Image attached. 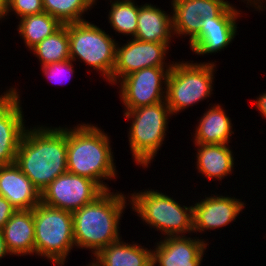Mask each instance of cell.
Masks as SVG:
<instances>
[{"instance_id": "1", "label": "cell", "mask_w": 266, "mask_h": 266, "mask_svg": "<svg viewBox=\"0 0 266 266\" xmlns=\"http://www.w3.org/2000/svg\"><path fill=\"white\" fill-rule=\"evenodd\" d=\"M15 164L42 193L54 179L67 172V127L27 128Z\"/></svg>"}, {"instance_id": "2", "label": "cell", "mask_w": 266, "mask_h": 266, "mask_svg": "<svg viewBox=\"0 0 266 266\" xmlns=\"http://www.w3.org/2000/svg\"><path fill=\"white\" fill-rule=\"evenodd\" d=\"M110 140L95 124L67 127V172L95 181L104 191L111 190L104 180L116 179L118 171Z\"/></svg>"}, {"instance_id": "3", "label": "cell", "mask_w": 266, "mask_h": 266, "mask_svg": "<svg viewBox=\"0 0 266 266\" xmlns=\"http://www.w3.org/2000/svg\"><path fill=\"white\" fill-rule=\"evenodd\" d=\"M128 198V195L120 191L106 190L93 202L74 211L72 214L75 248L91 250L92 257L100 249L120 240L122 236L119 225L125 209L130 204Z\"/></svg>"}, {"instance_id": "4", "label": "cell", "mask_w": 266, "mask_h": 266, "mask_svg": "<svg viewBox=\"0 0 266 266\" xmlns=\"http://www.w3.org/2000/svg\"><path fill=\"white\" fill-rule=\"evenodd\" d=\"M131 211L143 224L159 231L162 237L193 233V204L185 206L173 196L154 189L136 190L129 195Z\"/></svg>"}, {"instance_id": "5", "label": "cell", "mask_w": 266, "mask_h": 266, "mask_svg": "<svg viewBox=\"0 0 266 266\" xmlns=\"http://www.w3.org/2000/svg\"><path fill=\"white\" fill-rule=\"evenodd\" d=\"M123 112L125 120H132L127 136L132 158L136 165L148 168L165 143L168 119L173 116L170 108L164 100Z\"/></svg>"}, {"instance_id": "6", "label": "cell", "mask_w": 266, "mask_h": 266, "mask_svg": "<svg viewBox=\"0 0 266 266\" xmlns=\"http://www.w3.org/2000/svg\"><path fill=\"white\" fill-rule=\"evenodd\" d=\"M35 255L64 266L75 248L73 214L40 202L33 208Z\"/></svg>"}, {"instance_id": "7", "label": "cell", "mask_w": 266, "mask_h": 266, "mask_svg": "<svg viewBox=\"0 0 266 266\" xmlns=\"http://www.w3.org/2000/svg\"><path fill=\"white\" fill-rule=\"evenodd\" d=\"M214 62L180 61L173 63L166 87V103L172 115H177L190 106L206 100L213 94ZM213 85V86H212Z\"/></svg>"}, {"instance_id": "8", "label": "cell", "mask_w": 266, "mask_h": 266, "mask_svg": "<svg viewBox=\"0 0 266 266\" xmlns=\"http://www.w3.org/2000/svg\"><path fill=\"white\" fill-rule=\"evenodd\" d=\"M68 37L70 59L84 62L112 84L118 41L89 20L69 23Z\"/></svg>"}, {"instance_id": "9", "label": "cell", "mask_w": 266, "mask_h": 266, "mask_svg": "<svg viewBox=\"0 0 266 266\" xmlns=\"http://www.w3.org/2000/svg\"><path fill=\"white\" fill-rule=\"evenodd\" d=\"M172 67H147L121 78L116 85L125 110L166 100V87Z\"/></svg>"}, {"instance_id": "10", "label": "cell", "mask_w": 266, "mask_h": 266, "mask_svg": "<svg viewBox=\"0 0 266 266\" xmlns=\"http://www.w3.org/2000/svg\"><path fill=\"white\" fill-rule=\"evenodd\" d=\"M103 192L95 181L66 172L42 191L41 202L73 213L85 204L93 202Z\"/></svg>"}, {"instance_id": "11", "label": "cell", "mask_w": 266, "mask_h": 266, "mask_svg": "<svg viewBox=\"0 0 266 266\" xmlns=\"http://www.w3.org/2000/svg\"><path fill=\"white\" fill-rule=\"evenodd\" d=\"M129 39L126 41L127 43H117L116 61L112 73L113 86L121 78L143 68L173 66L174 61L168 62L166 58L171 43L144 42L135 38Z\"/></svg>"}, {"instance_id": "12", "label": "cell", "mask_w": 266, "mask_h": 266, "mask_svg": "<svg viewBox=\"0 0 266 266\" xmlns=\"http://www.w3.org/2000/svg\"><path fill=\"white\" fill-rule=\"evenodd\" d=\"M242 13L231 3L217 17H203L200 32L189 42L193 53L203 56L224 51L238 35L237 19Z\"/></svg>"}, {"instance_id": "13", "label": "cell", "mask_w": 266, "mask_h": 266, "mask_svg": "<svg viewBox=\"0 0 266 266\" xmlns=\"http://www.w3.org/2000/svg\"><path fill=\"white\" fill-rule=\"evenodd\" d=\"M241 1H245L249 5L246 7H252L258 11L257 0ZM230 3L227 0H172L171 13L174 36L177 38L188 36L190 42L200 32L203 17H217Z\"/></svg>"}, {"instance_id": "14", "label": "cell", "mask_w": 266, "mask_h": 266, "mask_svg": "<svg viewBox=\"0 0 266 266\" xmlns=\"http://www.w3.org/2000/svg\"><path fill=\"white\" fill-rule=\"evenodd\" d=\"M18 90L11 87L0 99V166L15 163L21 139L28 128L24 124L22 96Z\"/></svg>"}, {"instance_id": "15", "label": "cell", "mask_w": 266, "mask_h": 266, "mask_svg": "<svg viewBox=\"0 0 266 266\" xmlns=\"http://www.w3.org/2000/svg\"><path fill=\"white\" fill-rule=\"evenodd\" d=\"M201 201L193 203V233H206L205 231L216 230L236 221L242 213L246 203L242 199L231 195L203 196Z\"/></svg>"}, {"instance_id": "16", "label": "cell", "mask_w": 266, "mask_h": 266, "mask_svg": "<svg viewBox=\"0 0 266 266\" xmlns=\"http://www.w3.org/2000/svg\"><path fill=\"white\" fill-rule=\"evenodd\" d=\"M200 238L191 235L160 238L152 248V266H202L209 242Z\"/></svg>"}, {"instance_id": "17", "label": "cell", "mask_w": 266, "mask_h": 266, "mask_svg": "<svg viewBox=\"0 0 266 266\" xmlns=\"http://www.w3.org/2000/svg\"><path fill=\"white\" fill-rule=\"evenodd\" d=\"M0 196L17 210H30L41 202V193L15 163L0 166Z\"/></svg>"}, {"instance_id": "18", "label": "cell", "mask_w": 266, "mask_h": 266, "mask_svg": "<svg viewBox=\"0 0 266 266\" xmlns=\"http://www.w3.org/2000/svg\"><path fill=\"white\" fill-rule=\"evenodd\" d=\"M1 232L11 256L35 255L33 209L16 210Z\"/></svg>"}, {"instance_id": "19", "label": "cell", "mask_w": 266, "mask_h": 266, "mask_svg": "<svg viewBox=\"0 0 266 266\" xmlns=\"http://www.w3.org/2000/svg\"><path fill=\"white\" fill-rule=\"evenodd\" d=\"M196 169L206 179L222 181L234 171V154L228 144H195ZM233 170V171H232Z\"/></svg>"}, {"instance_id": "20", "label": "cell", "mask_w": 266, "mask_h": 266, "mask_svg": "<svg viewBox=\"0 0 266 266\" xmlns=\"http://www.w3.org/2000/svg\"><path fill=\"white\" fill-rule=\"evenodd\" d=\"M173 36V37H172ZM172 14L151 3L139 6L135 39L144 42L172 43Z\"/></svg>"}, {"instance_id": "21", "label": "cell", "mask_w": 266, "mask_h": 266, "mask_svg": "<svg viewBox=\"0 0 266 266\" xmlns=\"http://www.w3.org/2000/svg\"><path fill=\"white\" fill-rule=\"evenodd\" d=\"M210 104L208 110L197 120L191 141L193 140L194 144H229L234 135L232 120L222 104Z\"/></svg>"}, {"instance_id": "22", "label": "cell", "mask_w": 266, "mask_h": 266, "mask_svg": "<svg viewBox=\"0 0 266 266\" xmlns=\"http://www.w3.org/2000/svg\"><path fill=\"white\" fill-rule=\"evenodd\" d=\"M91 261L96 266H152V249L126 243L122 238L100 249Z\"/></svg>"}, {"instance_id": "23", "label": "cell", "mask_w": 266, "mask_h": 266, "mask_svg": "<svg viewBox=\"0 0 266 266\" xmlns=\"http://www.w3.org/2000/svg\"><path fill=\"white\" fill-rule=\"evenodd\" d=\"M18 22L17 31L28 51L43 39L52 35L62 24L47 12L27 15Z\"/></svg>"}, {"instance_id": "24", "label": "cell", "mask_w": 266, "mask_h": 266, "mask_svg": "<svg viewBox=\"0 0 266 266\" xmlns=\"http://www.w3.org/2000/svg\"><path fill=\"white\" fill-rule=\"evenodd\" d=\"M29 51L40 62V67L70 59L68 24L62 25L52 35L43 39Z\"/></svg>"}, {"instance_id": "25", "label": "cell", "mask_w": 266, "mask_h": 266, "mask_svg": "<svg viewBox=\"0 0 266 266\" xmlns=\"http://www.w3.org/2000/svg\"><path fill=\"white\" fill-rule=\"evenodd\" d=\"M108 23L119 35L135 38L139 5L134 0H110Z\"/></svg>"}, {"instance_id": "26", "label": "cell", "mask_w": 266, "mask_h": 266, "mask_svg": "<svg viewBox=\"0 0 266 266\" xmlns=\"http://www.w3.org/2000/svg\"><path fill=\"white\" fill-rule=\"evenodd\" d=\"M42 4L44 12L62 25L85 21L83 15L97 5L93 0H42Z\"/></svg>"}, {"instance_id": "27", "label": "cell", "mask_w": 266, "mask_h": 266, "mask_svg": "<svg viewBox=\"0 0 266 266\" xmlns=\"http://www.w3.org/2000/svg\"><path fill=\"white\" fill-rule=\"evenodd\" d=\"M71 59L64 62L50 63L41 67L44 77L55 85L69 82L73 78L74 67Z\"/></svg>"}, {"instance_id": "28", "label": "cell", "mask_w": 266, "mask_h": 266, "mask_svg": "<svg viewBox=\"0 0 266 266\" xmlns=\"http://www.w3.org/2000/svg\"><path fill=\"white\" fill-rule=\"evenodd\" d=\"M7 6L8 16L15 14L18 19L44 12L42 0H7ZM11 12L12 14H10Z\"/></svg>"}, {"instance_id": "29", "label": "cell", "mask_w": 266, "mask_h": 266, "mask_svg": "<svg viewBox=\"0 0 266 266\" xmlns=\"http://www.w3.org/2000/svg\"><path fill=\"white\" fill-rule=\"evenodd\" d=\"M16 210L17 209L6 198L0 196V230Z\"/></svg>"}, {"instance_id": "30", "label": "cell", "mask_w": 266, "mask_h": 266, "mask_svg": "<svg viewBox=\"0 0 266 266\" xmlns=\"http://www.w3.org/2000/svg\"><path fill=\"white\" fill-rule=\"evenodd\" d=\"M255 99V108L261 113V116L266 118V91L261 93L258 97Z\"/></svg>"}, {"instance_id": "31", "label": "cell", "mask_w": 266, "mask_h": 266, "mask_svg": "<svg viewBox=\"0 0 266 266\" xmlns=\"http://www.w3.org/2000/svg\"><path fill=\"white\" fill-rule=\"evenodd\" d=\"M5 255H11L10 252L8 251L7 249V246H6V243H5V240H4V237H3V234L0 230V260L3 258V257H6Z\"/></svg>"}, {"instance_id": "32", "label": "cell", "mask_w": 266, "mask_h": 266, "mask_svg": "<svg viewBox=\"0 0 266 266\" xmlns=\"http://www.w3.org/2000/svg\"><path fill=\"white\" fill-rule=\"evenodd\" d=\"M5 17H8L7 0H0V21L2 22L3 18L8 19Z\"/></svg>"}, {"instance_id": "33", "label": "cell", "mask_w": 266, "mask_h": 266, "mask_svg": "<svg viewBox=\"0 0 266 266\" xmlns=\"http://www.w3.org/2000/svg\"><path fill=\"white\" fill-rule=\"evenodd\" d=\"M257 2H258V11L259 12L260 11H265L266 6L263 3L266 2V0H257Z\"/></svg>"}, {"instance_id": "34", "label": "cell", "mask_w": 266, "mask_h": 266, "mask_svg": "<svg viewBox=\"0 0 266 266\" xmlns=\"http://www.w3.org/2000/svg\"><path fill=\"white\" fill-rule=\"evenodd\" d=\"M11 89V87L10 88H8L5 92H3L1 95H0V99L9 91Z\"/></svg>"}, {"instance_id": "35", "label": "cell", "mask_w": 266, "mask_h": 266, "mask_svg": "<svg viewBox=\"0 0 266 266\" xmlns=\"http://www.w3.org/2000/svg\"><path fill=\"white\" fill-rule=\"evenodd\" d=\"M86 266H96L94 263L90 262L88 265L86 264Z\"/></svg>"}]
</instances>
